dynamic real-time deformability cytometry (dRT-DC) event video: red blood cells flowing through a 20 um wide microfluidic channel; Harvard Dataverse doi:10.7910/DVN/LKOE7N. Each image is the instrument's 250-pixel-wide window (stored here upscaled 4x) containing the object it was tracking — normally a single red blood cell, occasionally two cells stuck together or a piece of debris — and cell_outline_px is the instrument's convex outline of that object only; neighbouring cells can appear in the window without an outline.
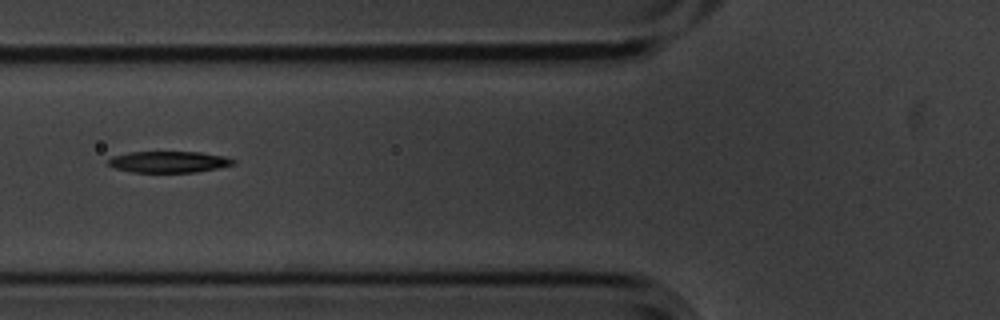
{"species": "common noctule bat (a hibernating species)", "species_latin": "Nyctalus noctula", "temperature_condition": "cold", "stored_images_in_passage": 8, "camera_frame_rate_fps": 3000, "um_per_image_px": 0.085, "animal": {"sex": "male", "body_mass_g": 20.1, "forearm_length_mm": 53.5}, "frame": {"image": 1, "passage_image": 5, "time_ms": 1.333, "image_size_px": [1000, 320], "cell_outline_px": [[236, 164], [196, 172], [132, 172], [112, 168], [108, 164], [108, 160], [112, 156], [128, 152], [200, 152], [224, 156], [236, 160]], "centroid_in_image_um": [14.32, 13.76], "position_along_channel_um": 111.5, "area_um2": 15.61}}
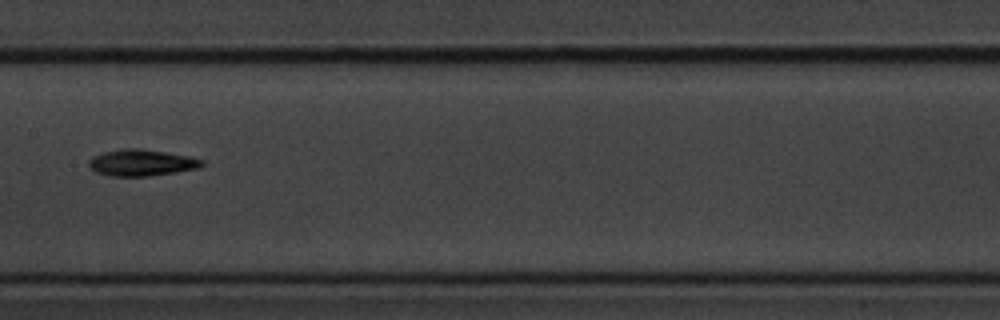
{"frame": {"image": 2, "passage_image": 7, "time_ms": 2.0, "image_size_px": [1000, 320], "cell_outline_px": [[204, 164], [200, 168], [176, 172], [148, 176], [108, 176], [96, 172], [88, 168], [88, 160], [92, 156], [104, 152], [124, 148], [140, 148], [188, 156], [204, 160]], "centroid_in_image_um": [12.0, 13.83], "position_along_channel_um": 195.4, "area_um2": 17.57}}
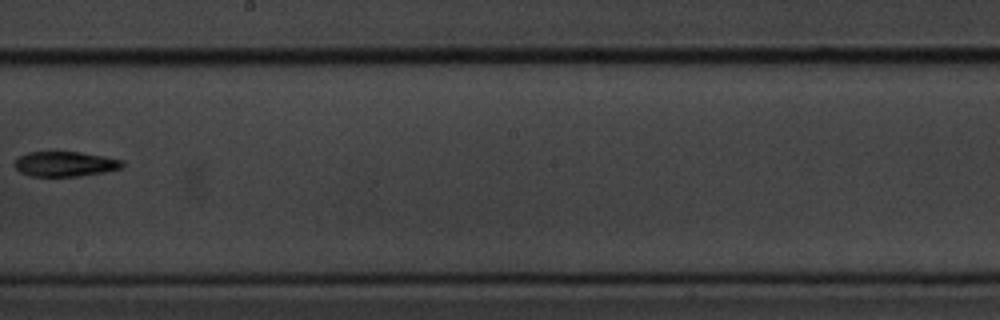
{"frame": {"image": 3, "passage_image": 8, "time_ms": 2.333, "image_size_px": [1000, 320], "cell_outline_px": [[124, 168], [104, 172], [80, 176], [32, 176], [20, 172], [12, 164], [20, 156], [28, 152], [80, 152], [104, 156], [124, 160]], "centroid_in_image_um": [5.57, 13.94], "position_along_channel_um": 242.6, "area_um2": 15.78}}